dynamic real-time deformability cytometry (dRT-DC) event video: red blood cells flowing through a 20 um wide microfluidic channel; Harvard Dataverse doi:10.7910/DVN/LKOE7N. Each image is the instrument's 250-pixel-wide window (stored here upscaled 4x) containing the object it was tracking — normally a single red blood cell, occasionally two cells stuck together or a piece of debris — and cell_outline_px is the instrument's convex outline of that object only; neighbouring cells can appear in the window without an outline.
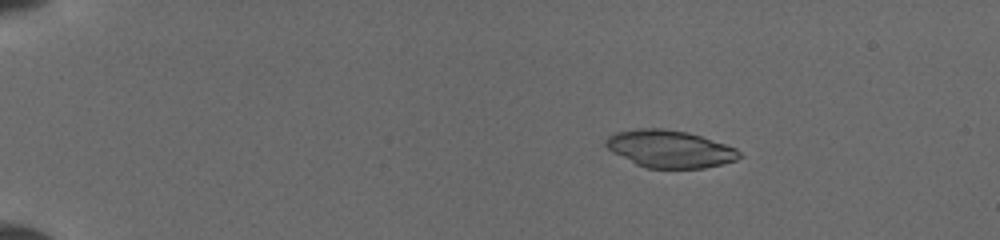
{"species": "common noctule bat (a hibernating species)", "species_latin": "Nyctalus noctula", "temperature_condition": "cold", "stored_images_in_passage": 68, "camera_frame_rate_fps": 3000, "um_per_image_px": 0.085, "animal": {"sex": "female", "body_mass_g": 19.5, "forearm_length_mm": 54.1}, "frame": {"image": 1, "passage_image": 25, "time_ms": 3.0, "image_size_px": [1000, 240], "cell_outline_px": [[740, 156], [736, 160], [704, 168], [648, 168], [636, 164], [612, 152], [604, 144], [604, 140], [608, 136], [616, 132], [636, 128], [664, 128], [688, 132], [736, 148], [740, 152]], "centroid_in_image_um": [56.88, 12.65], "position_along_channel_um": 28.1, "area_um2": 28.96}}
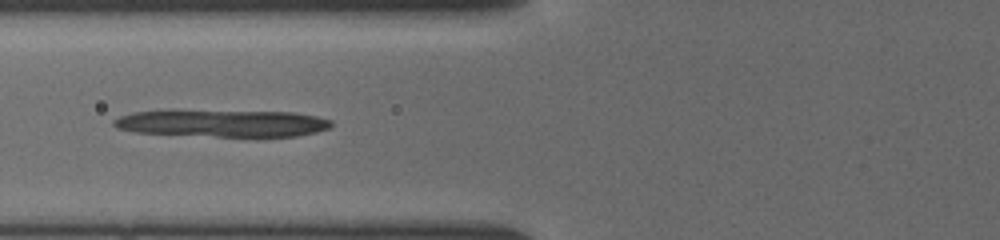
{"frame": {"image": 2, "passage_image": 44, "time_ms": 7.333, "image_size_px": [1000, 240], "cell_outline_px": [[332, 124], [328, 128], [316, 132], [296, 136], [216, 136], [136, 132], [116, 128], [112, 124], [112, 120], [120, 116], [132, 112], [292, 112], [316, 116], [332, 120]], "centroid_in_image_um": [18.94, 10.5], "position_along_channel_um": 106.9, "area_um2": 33.18}}